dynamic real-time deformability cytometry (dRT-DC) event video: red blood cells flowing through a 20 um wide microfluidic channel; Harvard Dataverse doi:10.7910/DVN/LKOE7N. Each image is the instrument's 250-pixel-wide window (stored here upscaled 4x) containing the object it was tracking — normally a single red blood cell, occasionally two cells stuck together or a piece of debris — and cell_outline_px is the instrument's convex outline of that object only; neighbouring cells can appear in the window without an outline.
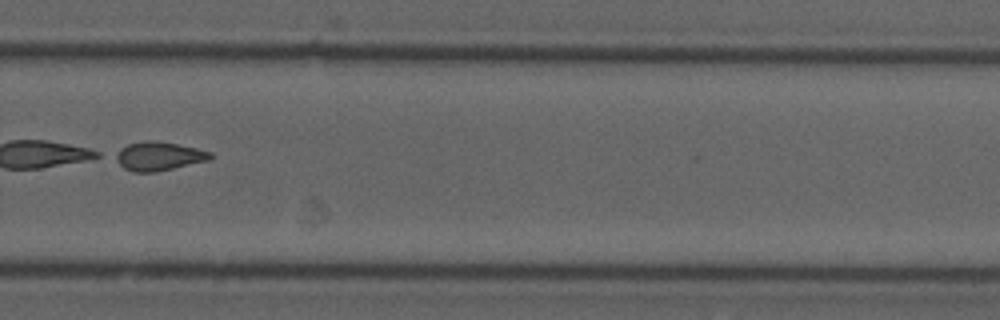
{"species": "common noctule bat (a hibernating species)", "species_latin": "Nyctalus noctula", "temperature_condition": "cold", "stored_images_in_passage": 53, "segment_of_instrument_passage": [2, 2], "camera_frame_rate_fps": 3000, "um_per_image_px": 0.085, "animal": {"sex": "male", "forearm_length_mm": 52.5}, "frame": {"image": 1, "passage_image": 37, "time_ms": 12.0, "image_size_px": [1000, 320], "cell_outline_px": [[212, 160], [156, 172], [132, 172], [124, 168], [108, 156], [112, 152], [128, 144], [144, 140], [156, 140], [196, 148], [212, 152]], "centroid_in_image_um": [13.41, 13.28], "position_along_channel_um": 316.4, "area_um2": 16.47}}